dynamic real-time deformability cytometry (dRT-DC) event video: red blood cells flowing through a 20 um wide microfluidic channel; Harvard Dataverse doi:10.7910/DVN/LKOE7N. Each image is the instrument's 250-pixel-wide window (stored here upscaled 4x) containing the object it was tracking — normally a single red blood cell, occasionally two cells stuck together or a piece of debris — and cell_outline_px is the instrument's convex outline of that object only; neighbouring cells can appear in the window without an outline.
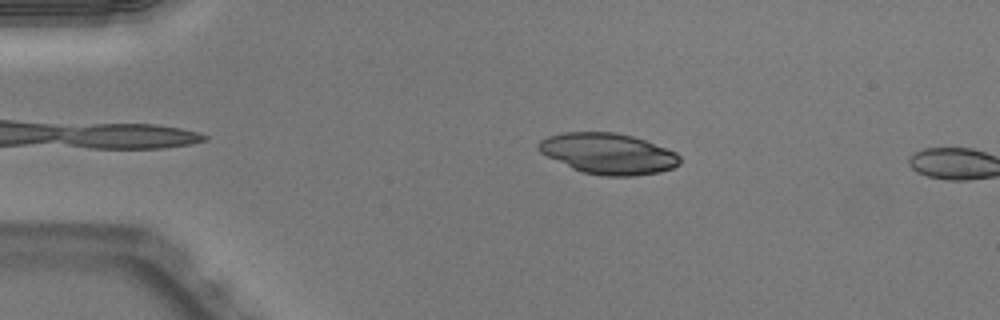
{"species": "Egyptian fruit bat (a non-hibernating species)", "species_latin": "Rousettus aegyptiacus", "temperature_condition": "warm", "stored_images_in_passage": 9, "camera_frame_rate_fps": 3000, "um_per_image_px": 0.085, "animal": {"sex": "male"}, "frame": {"image": 1, "passage_image": 7, "time_ms": 2.0, "image_size_px": [1000, 320], "cell_outline_px": [[680, 164], [672, 168], [660, 172], [632, 176], [604, 176], [584, 172], [572, 168], [540, 152], [536, 148], [536, 144], [540, 140], [548, 136], [564, 132], [616, 132], [632, 136], [644, 140], [676, 152], [680, 156]], "centroid_in_image_um": [51.69, 13.05], "position_along_channel_um": 33.3, "area_um2": 33.52}}